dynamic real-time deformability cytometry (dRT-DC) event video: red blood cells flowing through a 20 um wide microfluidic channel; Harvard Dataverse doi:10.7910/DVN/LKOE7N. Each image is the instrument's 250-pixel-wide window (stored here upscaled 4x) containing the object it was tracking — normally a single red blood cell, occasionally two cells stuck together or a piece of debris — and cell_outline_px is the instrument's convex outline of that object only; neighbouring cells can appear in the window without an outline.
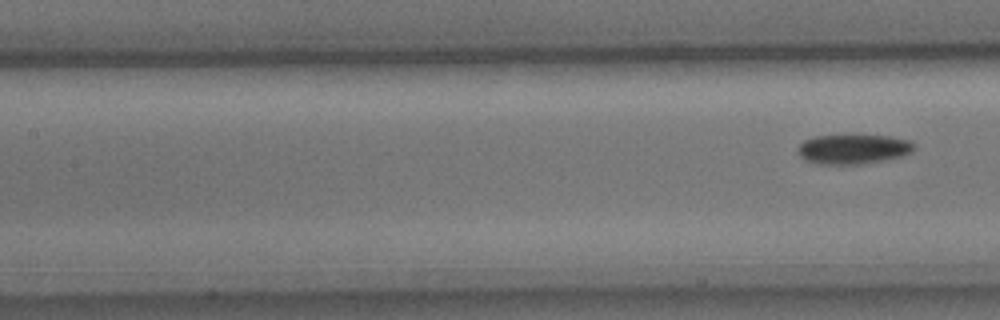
{"species": "common noctule bat (a hibernating species)", "species_latin": "Nyctalus noctula", "temperature_condition": "cold", "stored_images_in_passage": 9, "segment_of_instrument_passage": [2, 2], "camera_frame_rate_fps": 3000, "um_per_image_px": 0.085, "animal": {"sex": "male", "body_mass_g": 15.6}, "frame": {"image": 1, "passage_image": 9, "time_ms": 2.667, "image_size_px": [1000, 320], "cell_outline_px": [[916, 144], [912, 152], [904, 156], [888, 160], [864, 164], [820, 164], [804, 160], [796, 152], [796, 148], [804, 140], [812, 136], [888, 136], [908, 140]], "centroid_in_image_um": [72.52, 12.69], "position_along_channel_um": 134.9, "area_um2": 20.29}}